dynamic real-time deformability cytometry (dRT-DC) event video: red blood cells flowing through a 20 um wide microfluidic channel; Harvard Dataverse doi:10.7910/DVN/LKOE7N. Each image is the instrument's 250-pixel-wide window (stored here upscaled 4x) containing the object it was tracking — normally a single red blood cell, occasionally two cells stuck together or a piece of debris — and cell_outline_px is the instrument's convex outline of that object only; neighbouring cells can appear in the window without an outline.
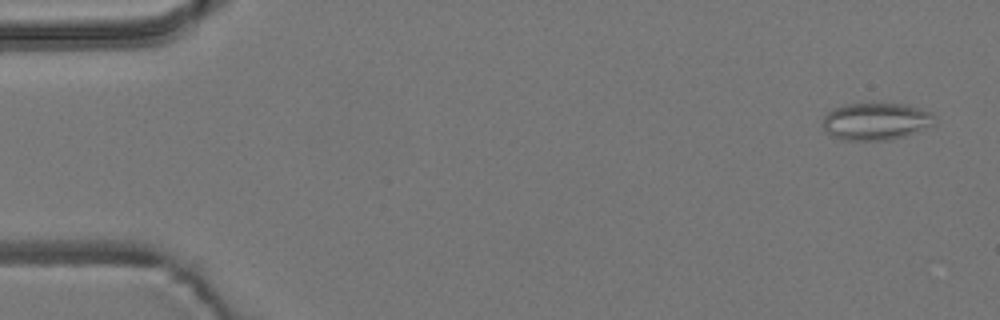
{"species": "common noctule bat (a hibernating species)", "species_latin": "Nyctalus noctula", "temperature_condition": "room temperature", "stored_images_in_passage": 18, "camera_frame_rate_fps": 3000, "um_per_image_px": 0.085, "animal": {"sex": "male", "body_mass_g": 19.2, "forearm_length_mm": 51.8}, "frame": {"image": 1, "passage_image": 1, "time_ms": 0.0, "image_size_px": [1000, 320], "cell_outline_px": [[936, 124], [916, 132], [892, 140], [840, 140], [824, 132], [824, 116], [832, 108], [848, 104], [904, 104], [920, 108], [932, 112]], "centroid_in_image_um": [74.46, 10.33], "position_along_channel_um": 10.5, "area_um2": 24.39}}
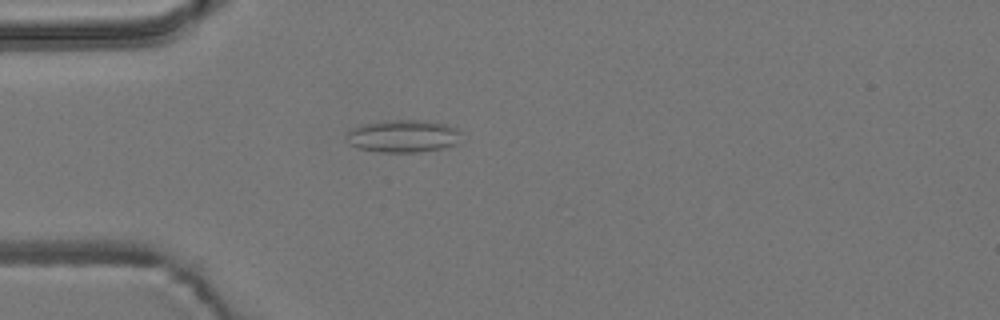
{"frame": {"image": 2, "passage_image": 14, "time_ms": 4.333, "image_size_px": [1000, 320], "cell_outline_px": [[460, 132], [456, 144], [444, 148], [420, 152], [380, 152], [356, 148], [348, 144], [344, 136], [352, 128], [364, 124], [392, 120], [420, 120], [448, 124], [456, 128]], "centroid_in_image_um": [34.23, 11.58], "position_along_channel_um": 50.8, "area_um2": 21.85}}